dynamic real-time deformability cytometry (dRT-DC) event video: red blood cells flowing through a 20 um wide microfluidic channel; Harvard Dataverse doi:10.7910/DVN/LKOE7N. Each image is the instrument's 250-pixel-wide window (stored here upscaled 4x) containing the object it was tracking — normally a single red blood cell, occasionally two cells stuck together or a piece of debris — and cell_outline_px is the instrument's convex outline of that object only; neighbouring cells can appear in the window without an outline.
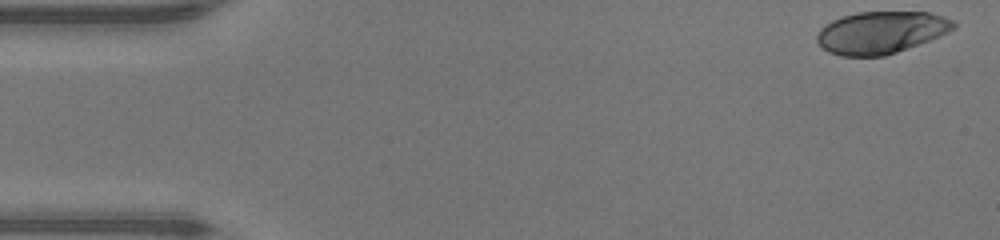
{"species": "human", "species_latin": "Homo sapiens", "temperature_condition": "warm", "stored_images_in_passage": 47, "camera_frame_rate_fps": 3000, "um_per_image_px": 0.085, "donor": {"sex": "male"}, "frame": {"image": 1, "passage_image": 1, "time_ms": 0.0, "image_size_px": [1000, 240], "cell_outline_px": [[956, 28], [940, 36], [896, 52], [884, 56], [840, 56], [828, 52], [816, 40], [816, 36], [820, 28], [832, 20], [856, 12], [928, 12], [944, 16], [952, 20], [956, 24]], "centroid_in_image_um": [74.88, 2.75], "position_along_channel_um": 10.1, "area_um2": 33.52}}
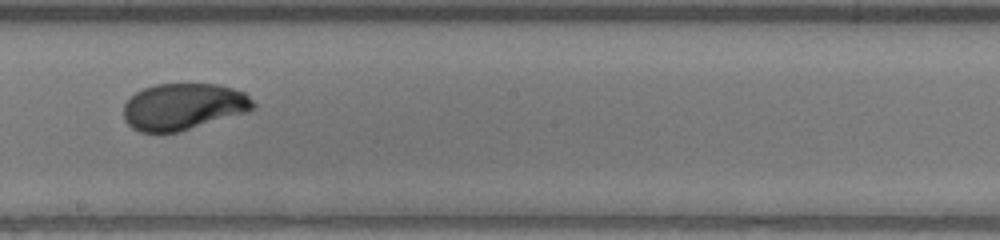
{"frame": {"image": 2, "passage_image": 26, "time_ms": 8.333, "image_size_px": [1000, 240], "cell_outline_px": [[256, 108], [248, 112], [176, 132], [140, 132], [132, 128], [124, 120], [124, 104], [136, 92], [144, 88], [156, 84], [220, 84], [244, 92], [256, 104]], "centroid_in_image_um": [15.6, 9.05], "position_along_channel_um": 232.6, "area_um2": 35.08}}
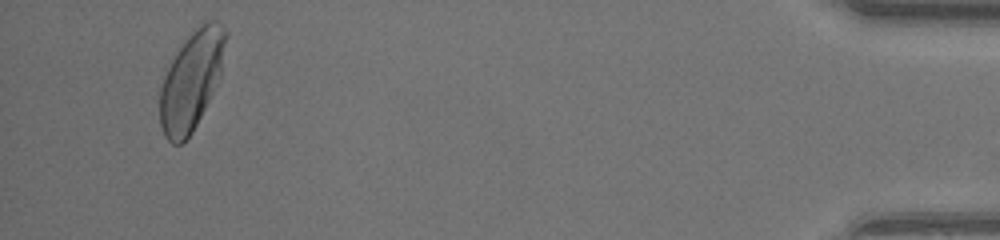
{"frame": {"image": 3, "passage_image": 45, "time_ms": 14.667, "image_size_px": [1000, 240], "cell_outline_px": [[228, 36], [220, 76], [192, 132], [180, 144], [172, 144], [164, 136], [160, 124], [160, 88], [164, 76], [172, 60], [188, 36], [200, 20], [216, 20], [228, 32]], "centroid_in_image_um": [16.29, 6.78], "position_along_channel_um": 418.9, "area_um2": 37.57}, "authors_computed_cell_mechanics": {"area_um2": 35.7204, "velocity_mm_per_s": 4.279, "shape_relaxation_time_tau1_ms": 3.9106, "shape_relaxation_time_tau2_ms": null, "deformation_change_tau1": 0.1807, "deformation_change_tau2": null}}